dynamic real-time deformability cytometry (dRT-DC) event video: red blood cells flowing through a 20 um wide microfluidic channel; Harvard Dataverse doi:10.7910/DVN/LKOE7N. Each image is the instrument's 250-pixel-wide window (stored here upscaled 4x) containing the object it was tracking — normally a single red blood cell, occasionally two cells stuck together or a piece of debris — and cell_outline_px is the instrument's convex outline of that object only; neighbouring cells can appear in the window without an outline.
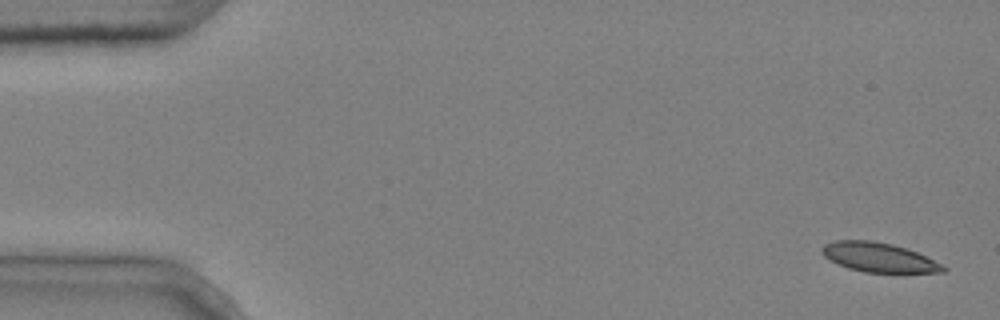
{"species": "common noctule bat (a hibernating species)", "species_latin": "Nyctalus noctula", "temperature_condition": "cold", "stored_images_in_passage": 4, "camera_frame_rate_fps": 3000, "um_per_image_px": 0.085, "animal": {"sex": "male", "body_mass_g": 20.4}, "frame": {"image": 1, "passage_image": 1, "time_ms": 0.0, "image_size_px": [1000, 320], "cell_outline_px": [[948, 268], [944, 272], [864, 272], [848, 268], [824, 256], [820, 252], [820, 248], [824, 244], [832, 240], [872, 240], [892, 244], [916, 252]], "centroid_in_image_um": [74.63, 21.86], "position_along_channel_um": 10.4, "area_um2": 20.46}}
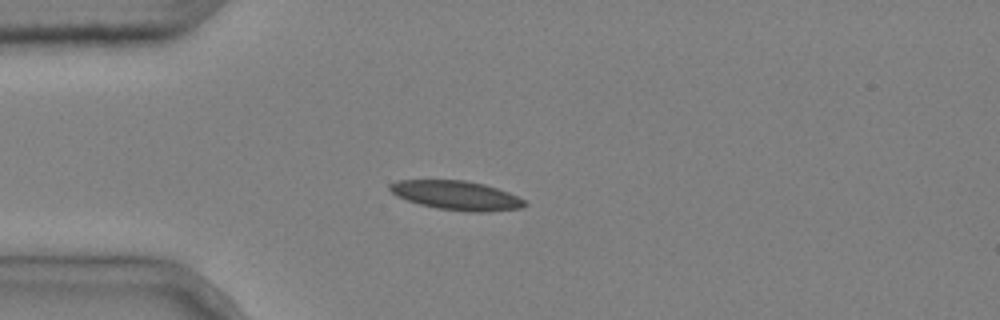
{"frame": {"image": 2, "passage_image": 4, "time_ms": 1.0, "image_size_px": [1000, 320], "cell_outline_px": [[528, 204], [520, 208], [488, 212], [468, 212], [436, 208], [420, 204], [396, 196], [388, 188], [388, 184], [396, 180], [464, 180], [484, 184], [508, 192], [524, 200]], "centroid_in_image_um": [38.77, 16.61], "position_along_channel_um": 46.2, "area_um2": 22.89}}